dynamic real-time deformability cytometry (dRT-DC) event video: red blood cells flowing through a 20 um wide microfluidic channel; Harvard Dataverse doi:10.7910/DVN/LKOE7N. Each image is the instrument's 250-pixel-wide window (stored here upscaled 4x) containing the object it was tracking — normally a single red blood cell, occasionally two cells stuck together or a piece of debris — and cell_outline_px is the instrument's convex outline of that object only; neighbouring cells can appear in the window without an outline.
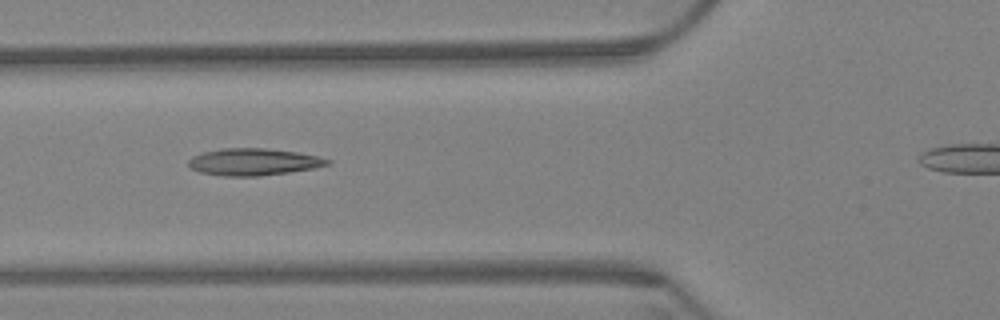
{"species": "Egyptian fruit bat (a non-hibernating species)", "species_latin": "Rousettus aegyptiacus", "temperature_condition": "warm", "stored_images_in_passage": 5, "segment_of_instrument_passage": [1, 2], "camera_frame_rate_fps": 3000, "um_per_image_px": 0.085, "animal": {"sex": "female"}, "frame": {"image": 1, "passage_image": 3, "time_ms": 0.667, "image_size_px": [1000, 320], "cell_outline_px": [[332, 164], [316, 168], [260, 176], [224, 176], [200, 172], [192, 168], [188, 164], [188, 160], [192, 156], [204, 152], [220, 148], [264, 148], [300, 152], [320, 156], [332, 160]], "centroid_in_image_um": [21.61, 13.75], "position_along_channel_um": 104.2, "area_um2": 22.08}}
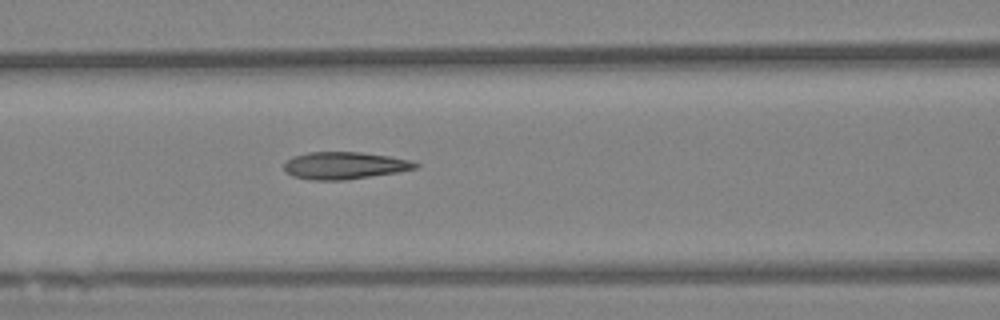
{"frame": {"image": 2, "passage_image": 4, "time_ms": 1.0, "image_size_px": [1000, 320], "cell_outline_px": [[420, 164], [416, 168], [396, 172], [344, 180], [308, 180], [292, 176], [284, 172], [284, 164], [292, 156], [308, 152], [360, 152], [388, 156], [408, 160]], "centroid_in_image_um": [29.21, 14.07], "position_along_channel_um": 137.4, "area_um2": 20.75}}